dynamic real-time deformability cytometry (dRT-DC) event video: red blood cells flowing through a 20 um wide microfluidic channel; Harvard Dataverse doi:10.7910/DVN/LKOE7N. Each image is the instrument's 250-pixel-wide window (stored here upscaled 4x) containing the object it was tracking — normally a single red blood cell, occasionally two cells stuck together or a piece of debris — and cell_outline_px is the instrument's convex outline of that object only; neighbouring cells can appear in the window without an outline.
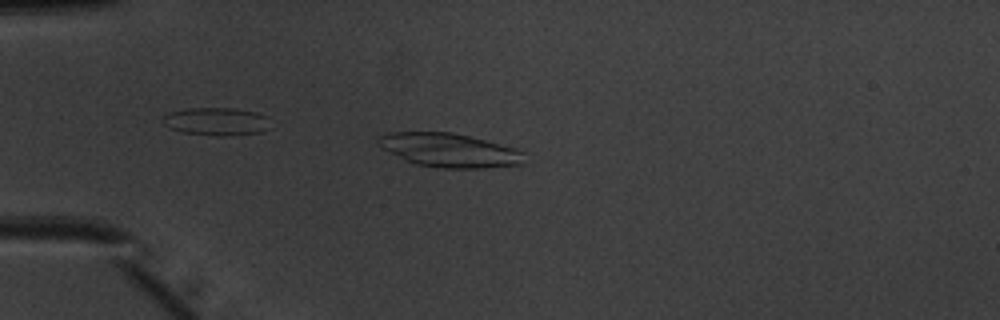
{"species": "common noctule bat (a hibernating species)", "species_latin": "Nyctalus noctula", "temperature_condition": "warm", "stored_images_in_passage": 40, "camera_frame_rate_fps": 3000, "um_per_image_px": 0.085, "animal": {"sex": "male", "body_mass_g": 20.1, "forearm_length_mm": 53.5}, "frame": {"image": 1, "passage_image": 4, "time_ms": 1.0, "image_size_px": [1000, 320], "cell_outline_px": [[524, 152], [520, 164], [484, 168], [444, 168], [416, 164], [376, 144], [376, 136], [388, 132], [452, 132], [516, 148]], "centroid_in_image_um": [38.16, 12.75], "position_along_channel_um": 46.8, "area_um2": 28.32}}
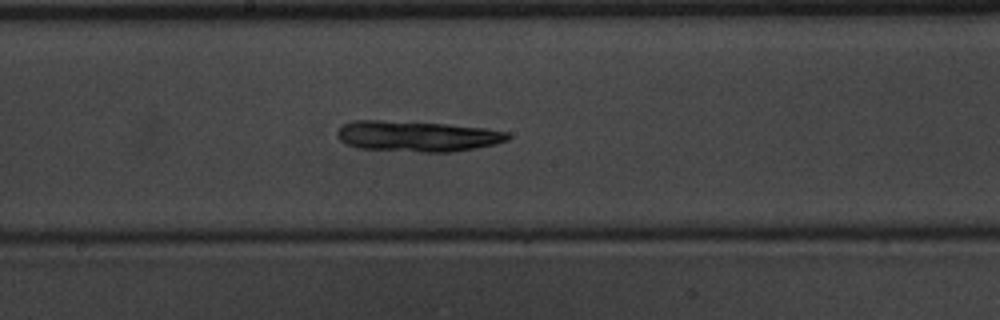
{"frame": {"image": 2, "passage_image": 18, "time_ms": 5.667, "image_size_px": [1000, 320], "cell_outline_px": [[512, 136], [508, 140], [496, 144], [476, 148], [452, 152], [420, 152], [356, 148], [344, 144], [336, 136], [336, 132], [344, 124], [352, 120], [380, 120], [448, 124], [488, 128], [508, 132]], "centroid_in_image_um": [35.47, 11.58], "position_along_channel_um": 212.7, "area_um2": 30.92}}
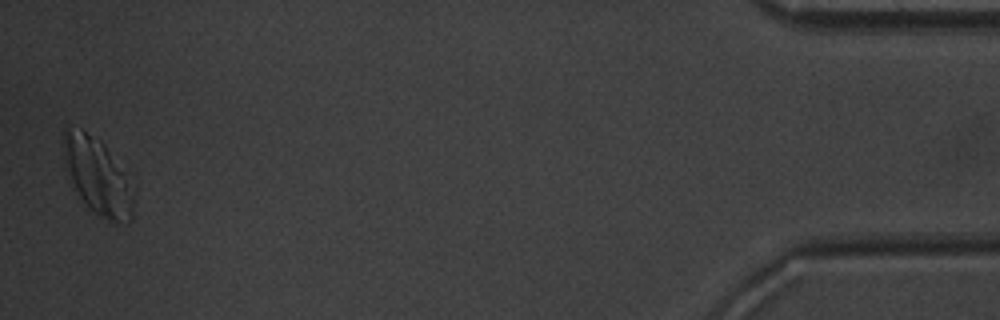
{"frame": {"image": 3, "passage_image": 40, "time_ms": 13.0, "image_size_px": [1000, 320], "cell_outline_px": [[136, 184], [132, 220], [112, 224], [92, 212], [84, 204], [72, 180], [68, 164], [64, 136], [64, 128], [80, 128], [100, 140], [104, 144]], "centroid_in_image_um": [8.44, 15.06], "position_along_channel_um": 426.8, "area_um2": 31.21}}